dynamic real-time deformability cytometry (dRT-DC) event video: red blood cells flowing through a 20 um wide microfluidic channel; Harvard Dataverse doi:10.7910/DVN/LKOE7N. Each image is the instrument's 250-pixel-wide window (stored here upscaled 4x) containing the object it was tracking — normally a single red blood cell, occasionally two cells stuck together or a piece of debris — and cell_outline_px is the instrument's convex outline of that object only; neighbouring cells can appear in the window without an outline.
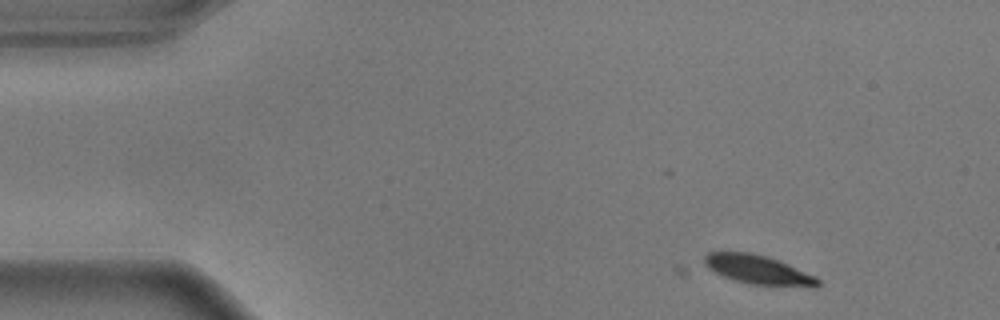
{"species": "common noctule bat (a hibernating species)", "species_latin": "Nyctalus noctula", "temperature_condition": "warm", "stored_images_in_passage": 3, "camera_frame_rate_fps": 3000, "um_per_image_px": 0.085, "animal": {"sex": "male", "body_mass_g": 17.9}, "frame": {"image": 1, "passage_image": 3, "time_ms": 0.667, "image_size_px": [1000, 320], "cell_outline_px": [[820, 284], [816, 288], [812, 288], [748, 284], [732, 280], [708, 268], [704, 264], [704, 256], [708, 252], [752, 252], [788, 264], [816, 276], [820, 280]], "centroid_in_image_um": [64.49, 22.96], "position_along_channel_um": 20.5, "area_um2": 19.42}}